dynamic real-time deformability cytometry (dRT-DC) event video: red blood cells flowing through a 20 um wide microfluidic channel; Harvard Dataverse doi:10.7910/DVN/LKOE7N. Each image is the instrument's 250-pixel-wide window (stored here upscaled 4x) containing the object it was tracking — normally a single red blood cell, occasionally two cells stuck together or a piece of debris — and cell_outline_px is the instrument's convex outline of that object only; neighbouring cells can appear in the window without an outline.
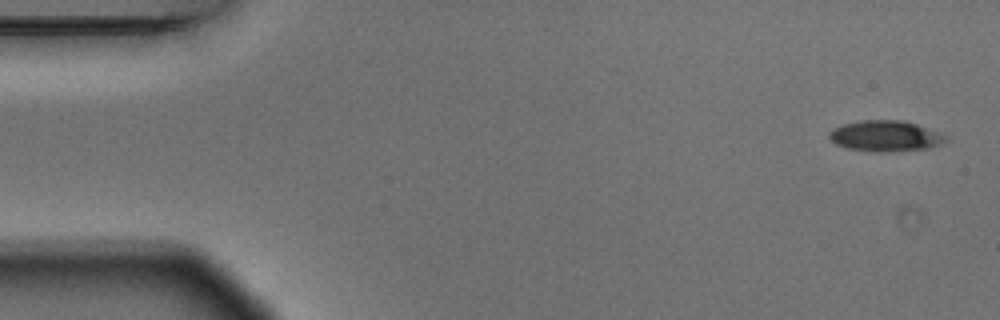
{"species": "Egyptian fruit bat (a non-hibernating species)", "species_latin": "Rousettus aegyptiacus", "temperature_condition": "warm", "stored_images_in_passage": 6, "camera_frame_rate_fps": 3000, "um_per_image_px": 0.085, "animal": {"sex": "male"}, "frame": {"image": 1, "passage_image": 1, "time_ms": 0.0, "image_size_px": [1000, 320], "cell_outline_px": [[948, 140], [940, 144], [928, 148], [884, 152], [872, 152], [848, 148], [836, 144], [828, 136], [828, 132], [832, 128], [844, 124], [860, 120], [904, 120], [944, 132], [948, 136]], "centroid_in_image_um": [75.31, 11.55], "position_along_channel_um": 9.7, "area_um2": 21.27}}
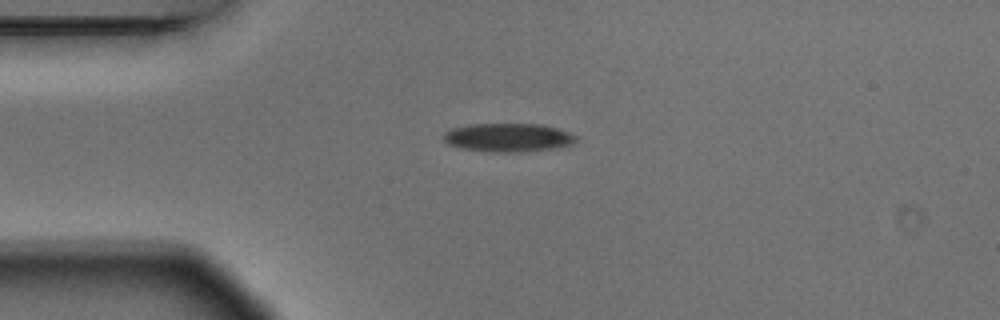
{"frame": {"image": 2, "passage_image": 4, "time_ms": 1.0, "image_size_px": [1000, 320], "cell_outline_px": [[576, 140], [572, 144], [552, 148], [512, 152], [492, 152], [460, 148], [448, 144], [444, 140], [444, 132], [452, 128], [468, 124], [540, 124], [556, 128], [568, 132], [576, 136]], "centroid_in_image_um": [43.14, 11.68], "position_along_channel_um": 41.9, "area_um2": 21.79}}
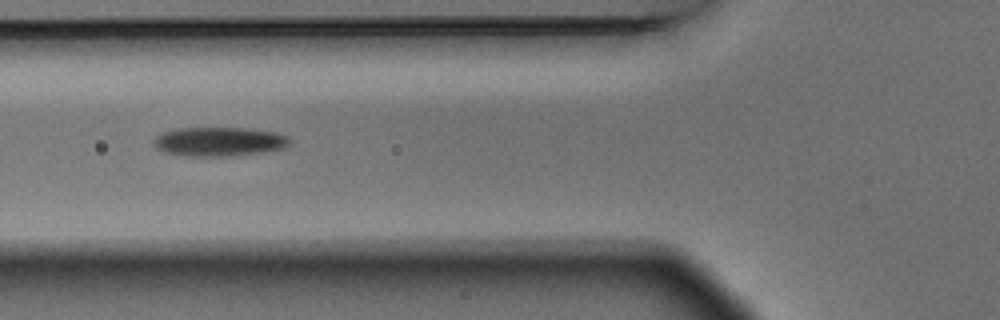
{"frame": {"image": 3, "passage_image": 6, "time_ms": 1.667, "image_size_px": [1000, 320], "cell_outline_px": [[292, 140], [284, 148], [264, 152], [224, 156], [192, 156], [168, 152], [156, 148], [152, 144], [152, 140], [160, 132], [176, 128], [244, 128], [276, 132], [288, 136]], "centroid_in_image_um": [18.62, 12.02], "position_along_channel_um": 107.2, "area_um2": 23.06}}